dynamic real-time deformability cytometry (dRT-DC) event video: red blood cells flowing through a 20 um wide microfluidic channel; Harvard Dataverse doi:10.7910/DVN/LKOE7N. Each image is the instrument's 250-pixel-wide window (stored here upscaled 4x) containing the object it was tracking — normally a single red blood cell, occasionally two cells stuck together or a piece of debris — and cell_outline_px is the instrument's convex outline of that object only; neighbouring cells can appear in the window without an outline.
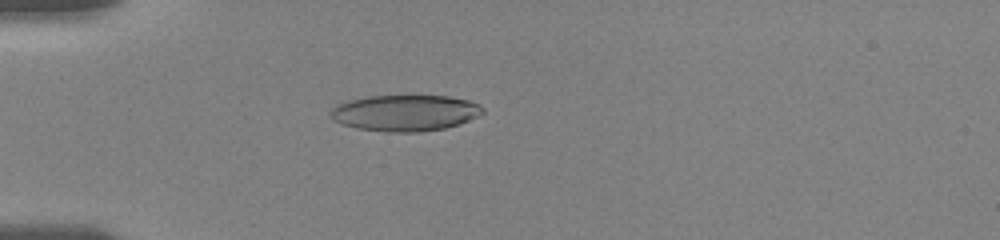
{"species": "human", "species_latin": "Homo sapiens", "temperature_condition": "room temperature", "stored_images_in_passage": 7, "camera_frame_rate_fps": 3000, "um_per_image_px": 0.085, "donor": {"sex": "female"}, "frame": {"image": 1, "passage_image": 2, "time_ms": 0.333, "image_size_px": [1000, 240], "cell_outline_px": [[484, 112], [480, 116], [460, 124], [444, 128], [420, 132], [388, 132], [356, 128], [340, 124], [332, 120], [328, 112], [336, 104], [348, 100], [368, 96], [448, 96], [468, 100], [480, 104], [484, 108]], "centroid_in_image_um": [34.42, 9.6], "position_along_channel_um": 50.6, "area_um2": 32.48}}
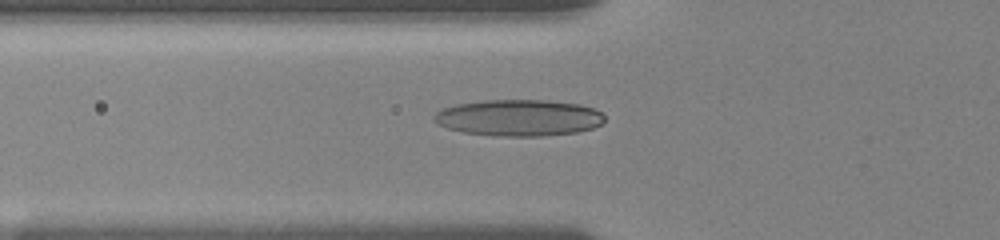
{"frame": {"image": 2, "passage_image": 6, "time_ms": 1.667, "image_size_px": [1000, 240], "cell_outline_px": [[604, 120], [600, 124], [592, 128], [576, 132], [540, 136], [492, 136], [464, 132], [448, 128], [436, 124], [432, 120], [432, 116], [440, 108], [456, 104], [484, 100], [548, 100], [580, 104], [592, 108], [600, 112], [604, 116]], "centroid_in_image_um": [44.03, 10.0], "position_along_channel_um": 81.8, "area_um2": 36.41}}